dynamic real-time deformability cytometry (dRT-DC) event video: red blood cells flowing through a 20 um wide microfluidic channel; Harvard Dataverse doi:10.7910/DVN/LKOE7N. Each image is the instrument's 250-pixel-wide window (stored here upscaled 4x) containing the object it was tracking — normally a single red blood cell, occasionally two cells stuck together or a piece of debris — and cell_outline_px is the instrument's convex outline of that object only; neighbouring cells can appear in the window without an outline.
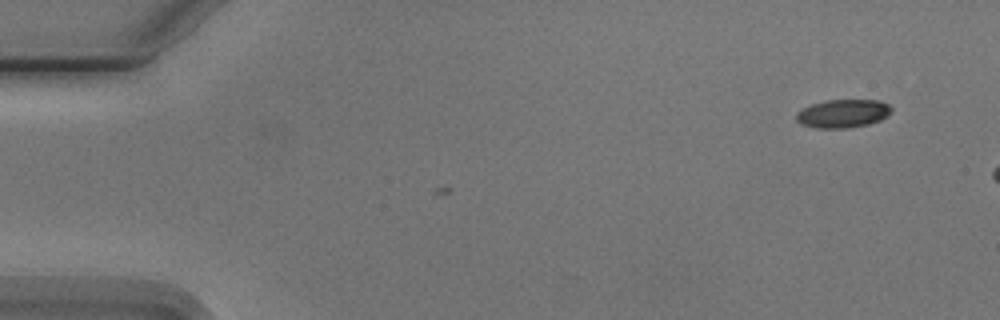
{"species": "Egyptian fruit bat (a non-hibernating species)", "species_latin": "Rousettus aegyptiacus", "temperature_condition": "cold", "stored_images_in_passage": 3, "camera_frame_rate_fps": 3000, "um_per_image_px": 0.085, "animal": {"sex": "male"}, "frame": {"image": 1, "passage_image": 3, "time_ms": 2.333, "image_size_px": [1000, 320], "cell_outline_px": [[892, 112], [888, 116], [880, 120], [868, 124], [848, 128], [816, 128], [800, 124], [796, 120], [796, 112], [812, 104], [824, 100], [880, 100], [888, 104], [892, 108]], "centroid_in_image_um": [71.66, 9.65], "position_along_channel_um": 13.3, "area_um2": 15.84}}